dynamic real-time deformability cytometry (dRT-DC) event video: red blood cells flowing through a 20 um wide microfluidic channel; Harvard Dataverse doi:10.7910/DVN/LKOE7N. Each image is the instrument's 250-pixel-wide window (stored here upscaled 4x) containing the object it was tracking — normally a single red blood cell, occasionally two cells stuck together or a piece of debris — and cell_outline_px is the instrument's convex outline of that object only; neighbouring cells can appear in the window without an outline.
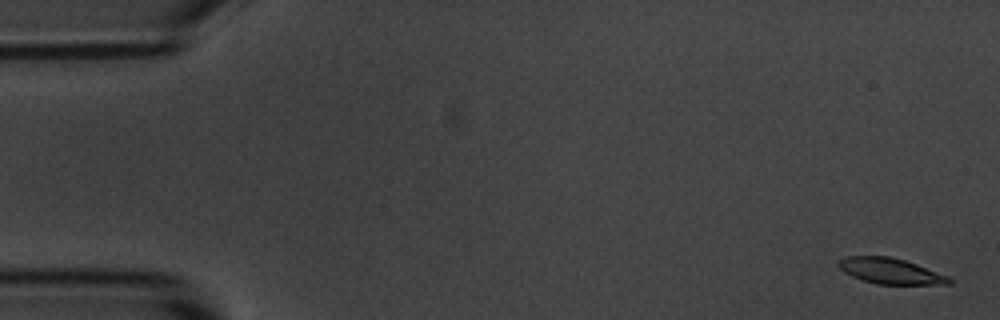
{"species": "common noctule bat (a hibernating species)", "species_latin": "Nyctalus noctula", "temperature_condition": "room temperature", "stored_images_in_passage": 6, "camera_frame_rate_fps": 3000, "um_per_image_px": 0.085, "animal": {"sex": "male", "body_mass_g": 20.1, "forearm_length_mm": 53.5}, "frame": {"image": 1, "passage_image": 1, "time_ms": 0.0, "image_size_px": [1000, 320], "cell_outline_px": [[952, 284], [876, 284], [852, 276], [844, 272], [836, 264], [840, 260], [848, 256], [888, 256], [904, 260], [916, 264], [948, 276], [952, 280]], "centroid_in_image_um": [75.68, 23.04], "position_along_channel_um": 9.3, "area_um2": 16.36}}